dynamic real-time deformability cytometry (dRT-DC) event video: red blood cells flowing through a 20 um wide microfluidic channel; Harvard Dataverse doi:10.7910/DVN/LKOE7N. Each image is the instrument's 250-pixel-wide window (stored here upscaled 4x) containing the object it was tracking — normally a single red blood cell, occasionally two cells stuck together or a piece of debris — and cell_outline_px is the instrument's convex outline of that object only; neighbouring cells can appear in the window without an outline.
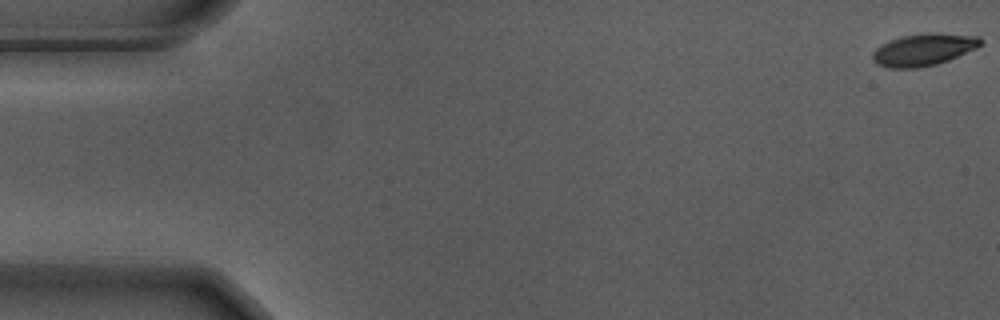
{"species": "Egyptian fruit bat (a non-hibernating species)", "species_latin": "Rousettus aegyptiacus", "temperature_condition": "warm", "stored_images_in_passage": 56, "camera_frame_rate_fps": 3000, "um_per_image_px": 0.085, "animal": {"sex": "male"}, "frame": {"image": 1, "passage_image": 1, "time_ms": 0.0, "image_size_px": [1000, 320], "cell_outline_px": [[980, 44], [976, 48], [948, 60], [936, 64], [916, 68], [888, 68], [876, 64], [872, 60], [872, 56], [876, 48], [892, 40], [904, 36], [976, 36], [980, 40]], "centroid_in_image_um": [78.41, 4.3], "position_along_channel_um": 6.6, "area_um2": 18.73}}
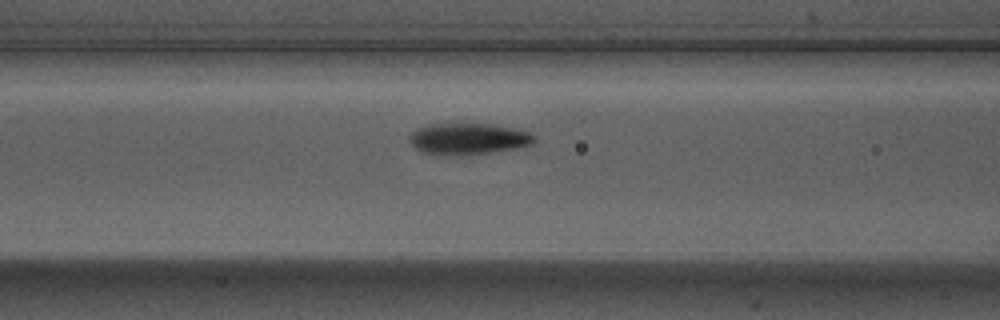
{"frame": {"image": 2, "passage_image": 23, "time_ms": 7.333, "image_size_px": [1000, 320], "cell_outline_px": [[536, 140], [532, 144], [516, 148], [488, 152], [452, 156], [420, 152], [408, 140], [412, 132], [416, 128], [428, 124], [488, 124], [512, 128], [528, 132], [536, 136]], "centroid_in_image_um": [39.76, 11.8], "position_along_channel_um": 126.8, "area_um2": 22.66}}
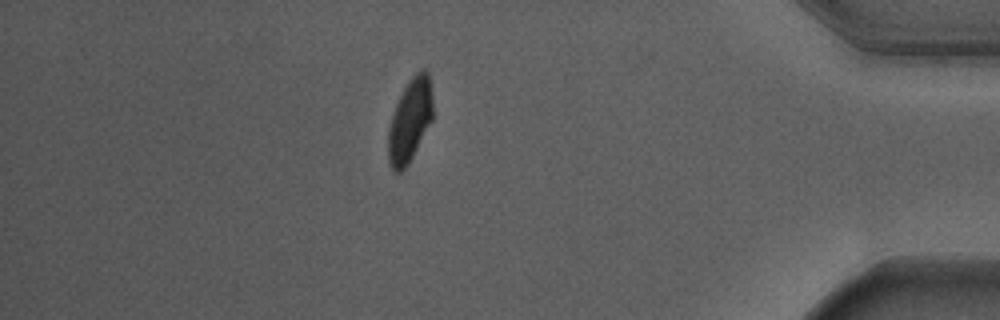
{"frame": {"image": 3, "passage_image": 49, "time_ms": 16.0, "image_size_px": [1000, 320], "cell_outline_px": [[432, 120], [408, 164], [400, 172], [396, 172], [392, 168], [388, 160], [388, 128], [392, 112], [404, 88], [412, 76], [416, 72], [424, 68], [428, 72], [432, 96]], "centroid_in_image_um": [34.83, 10.22], "position_along_channel_um": 400.4, "area_um2": 21.44}, "authors_computed_cell_mechanics": {"area_um2": 21.8773, "velocity_mm_per_s": 3.6627, "shape_relaxation_time_tau1_ms": 2.5425, "shape_relaxation_time_tau2_ms": null, "deformation_change_tau1": 0.1602, "deformation_change_tau2": null}}